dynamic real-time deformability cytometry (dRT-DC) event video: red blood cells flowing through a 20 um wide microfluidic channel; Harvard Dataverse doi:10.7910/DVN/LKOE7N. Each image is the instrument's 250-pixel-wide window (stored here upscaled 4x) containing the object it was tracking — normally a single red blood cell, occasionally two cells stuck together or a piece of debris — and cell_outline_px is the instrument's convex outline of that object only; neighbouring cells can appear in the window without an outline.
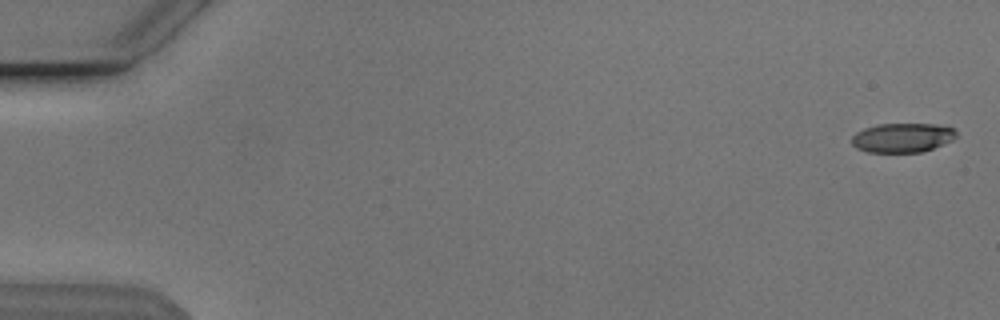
{"species": "Egyptian fruit bat (a non-hibernating species)", "species_latin": "Rousettus aegyptiacus", "temperature_condition": "cold", "stored_images_in_passage": 54, "camera_frame_rate_fps": 3000, "um_per_image_px": 0.085, "animal": {"sex": "male"}, "frame": {"image": 1, "passage_image": 1, "time_ms": 0.0, "image_size_px": [1000, 320], "cell_outline_px": [[956, 136], [952, 140], [932, 148], [920, 152], [868, 152], [856, 148], [852, 144], [852, 136], [856, 132], [864, 128], [880, 124], [936, 124], [952, 128], [956, 132]], "centroid_in_image_um": [76.67, 11.7], "position_along_channel_um": 8.3, "area_um2": 17.69}}
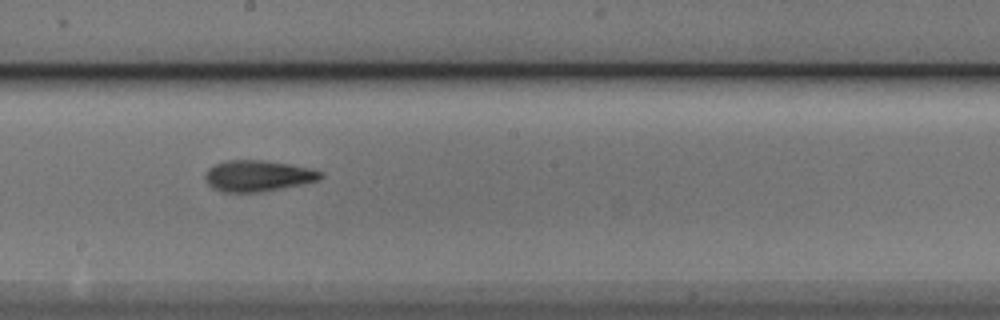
{"frame": {"image": 2, "passage_image": 30, "time_ms": 9.667, "image_size_px": [1000, 320], "cell_outline_px": [[324, 176], [320, 180], [260, 192], [224, 192], [212, 188], [208, 184], [204, 176], [208, 168], [216, 164], [228, 160], [264, 160], [288, 164], [308, 168], [324, 172]], "centroid_in_image_um": [21.91, 14.94], "position_along_channel_um": 226.3, "area_um2": 20.81}}
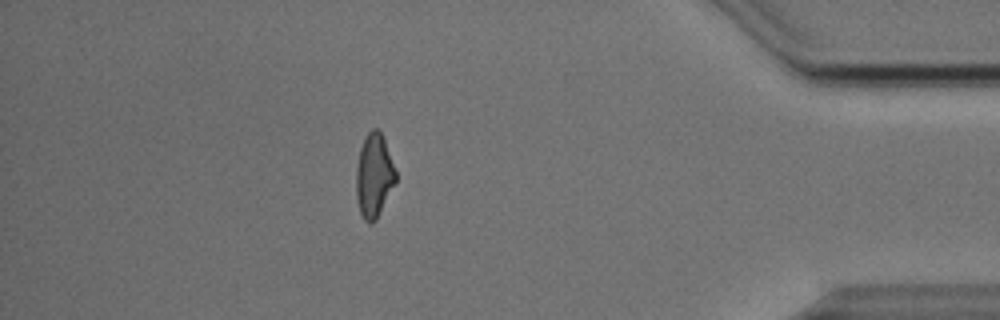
{"frame": {"image": 3, "passage_image": 47, "time_ms": 15.333, "image_size_px": [1000, 320], "cell_outline_px": [[396, 180], [376, 220], [372, 224], [368, 224], [364, 220], [360, 212], [356, 196], [356, 168], [360, 148], [368, 132], [372, 128], [380, 128], [384, 136], [396, 172]], "centroid_in_image_um": [31.78, 14.9], "position_along_channel_um": 403.4, "area_um2": 19.36}}